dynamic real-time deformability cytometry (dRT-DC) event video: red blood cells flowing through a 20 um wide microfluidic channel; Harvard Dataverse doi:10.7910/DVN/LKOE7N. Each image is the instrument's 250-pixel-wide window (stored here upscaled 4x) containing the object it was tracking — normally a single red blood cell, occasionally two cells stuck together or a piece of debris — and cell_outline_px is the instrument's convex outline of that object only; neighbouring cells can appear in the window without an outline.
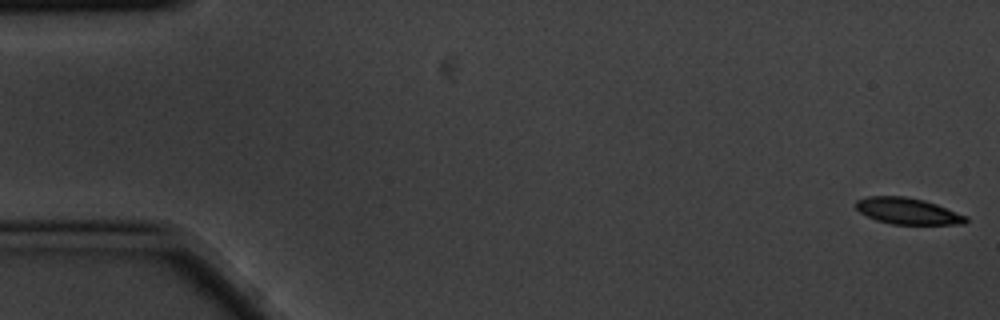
{"species": "common noctule bat (a hibernating species)", "species_latin": "Nyctalus noctula", "temperature_condition": "cold", "stored_images_in_passage": 5, "camera_frame_rate_fps": 3000, "um_per_image_px": 0.085, "animal": {"sex": "male", "body_mass_g": 20.1, "forearm_length_mm": 53.5}, "frame": {"image": 1, "passage_image": 1, "time_ms": 0.0, "image_size_px": [1000, 320], "cell_outline_px": [[968, 220], [964, 224], [892, 224], [876, 220], [860, 212], [856, 208], [856, 200], [868, 196], [904, 196], [924, 200], [936, 204], [968, 216]], "centroid_in_image_um": [77.16, 17.94], "position_along_channel_um": 7.8, "area_um2": 16.82}}
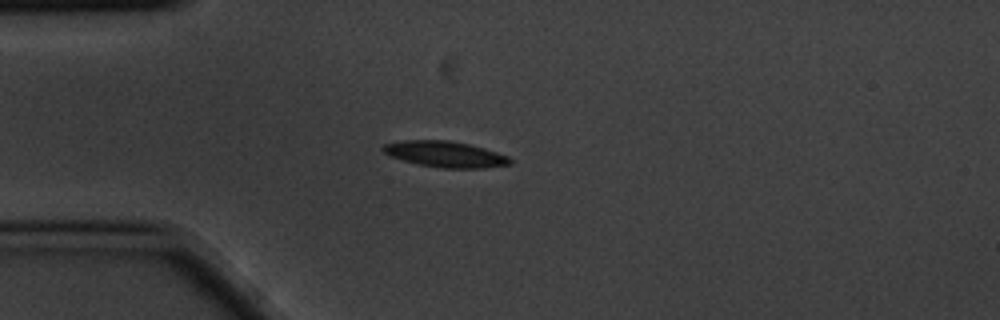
{"frame": {"image": 2, "passage_image": 5, "time_ms": 1.333, "image_size_px": [1000, 320], "cell_outline_px": [[512, 164], [484, 168], [440, 168], [416, 164], [388, 156], [380, 148], [384, 144], [404, 140], [448, 140], [468, 144], [484, 148], [508, 156], [512, 160]], "centroid_in_image_um": [37.82, 13.11], "position_along_channel_um": 47.2, "area_um2": 19.36}}